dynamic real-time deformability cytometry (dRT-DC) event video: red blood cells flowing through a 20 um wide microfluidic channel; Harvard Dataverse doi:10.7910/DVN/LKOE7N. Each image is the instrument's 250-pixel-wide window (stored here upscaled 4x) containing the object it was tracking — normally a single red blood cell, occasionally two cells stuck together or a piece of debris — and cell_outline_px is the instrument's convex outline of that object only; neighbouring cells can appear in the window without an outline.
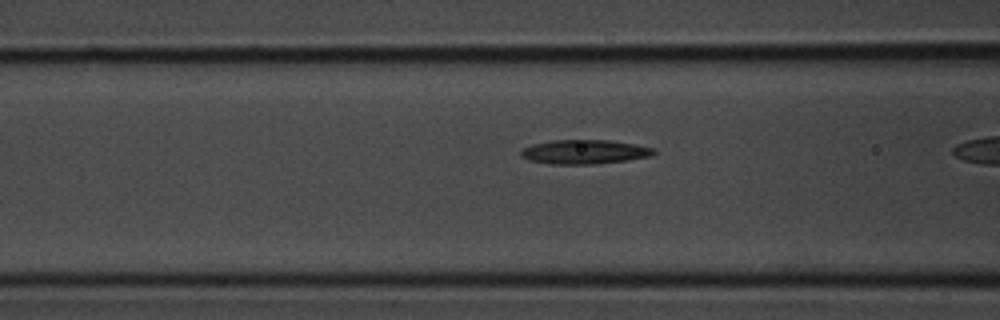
{"species": "common noctule bat (a hibernating species)", "species_latin": "Nyctalus noctula", "temperature_condition": "room temperature", "stored_images_in_passage": 16, "camera_frame_rate_fps": 3000, "um_per_image_px": 0.085, "animal": {"sex": "male", "body_mass_g": 20.1, "forearm_length_mm": 53.5}, "frame": {"image": 1, "passage_image": 14, "time_ms": 4.333, "image_size_px": [1000, 320], "cell_outline_px": [[656, 152], [652, 156], [628, 160], [596, 164], [552, 164], [532, 160], [520, 156], [520, 152], [524, 148], [532, 144], [552, 140], [608, 140], [636, 144], [652, 148]], "centroid_in_image_um": [49.7, 12.91], "position_along_channel_um": 116.9, "area_um2": 18.67}}